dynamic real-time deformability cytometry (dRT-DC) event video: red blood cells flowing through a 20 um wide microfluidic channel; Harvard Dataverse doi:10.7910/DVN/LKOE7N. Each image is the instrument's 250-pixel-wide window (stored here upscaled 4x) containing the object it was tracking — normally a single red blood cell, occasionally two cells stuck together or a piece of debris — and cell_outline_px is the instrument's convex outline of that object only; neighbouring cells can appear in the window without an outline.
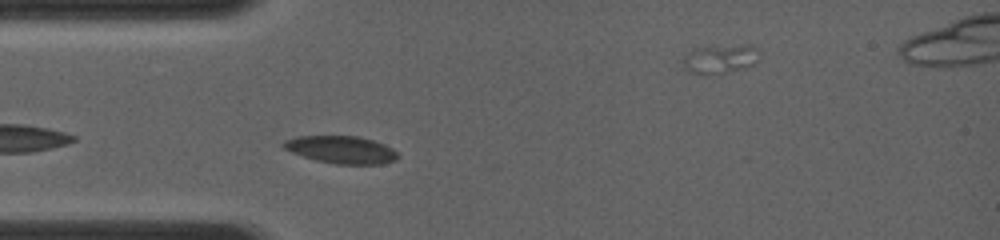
{"species": "common noctule bat (a hibernating species)", "species_latin": "Nyctalus noctula", "temperature_condition": "room temperature", "stored_images_in_passage": 36, "camera_frame_rate_fps": 4000, "um_per_image_px": 0.085, "animal": {"sex": "female", "body_mass_g": 19.0, "forearm_length_mm": 56.7}, "frame": {"image": 1, "passage_image": 2, "time_ms": 0.25, "image_size_px": [1000, 240], "cell_outline_px": [[400, 156], [396, 160], [380, 164], [336, 164], [316, 160], [292, 152], [284, 148], [280, 144], [284, 140], [296, 136], [360, 136], [384, 144], [392, 148]], "centroid_in_image_um": [29.0, 12.71], "position_along_channel_um": 56.0, "area_um2": 18.32}}
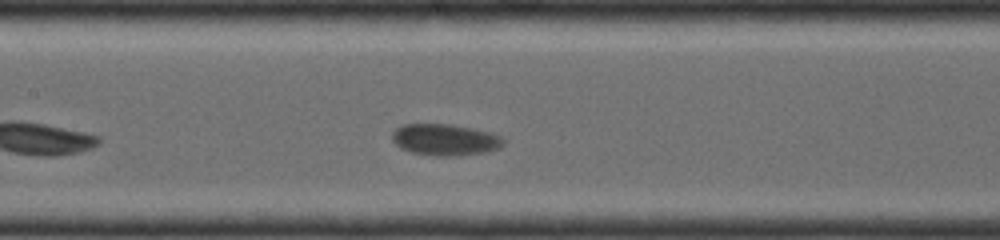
{"frame": {"image": 2, "passage_image": 14, "time_ms": 3.0, "image_size_px": [1000, 240], "cell_outline_px": [[504, 144], [500, 148], [488, 152], [456, 156], [436, 156], [412, 152], [400, 148], [392, 140], [392, 132], [396, 128], [404, 124], [448, 124], [472, 128], [488, 132], [500, 136], [504, 140]], "centroid_in_image_um": [37.83, 11.88], "position_along_channel_um": 169.6, "area_um2": 20.46}}
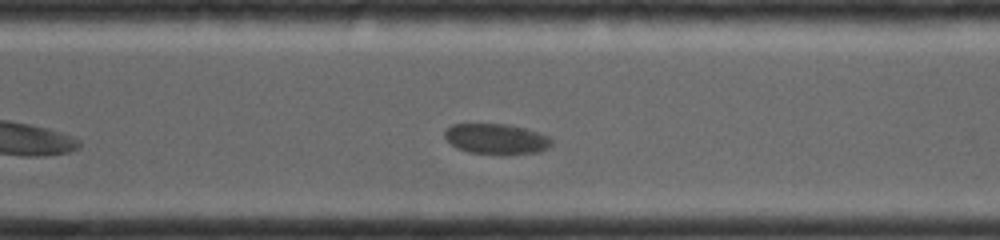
{"frame": {"image": 3, "passage_image": 30, "time_ms": 6.75, "image_size_px": [1000, 240], "cell_outline_px": [[552, 144], [548, 148], [540, 152], [500, 156], [468, 152], [456, 148], [444, 136], [444, 132], [452, 124], [504, 124], [524, 128], [548, 136], [552, 140]], "centroid_in_image_um": [42.19, 11.84], "position_along_channel_um": 328.4, "area_um2": 19.25}}